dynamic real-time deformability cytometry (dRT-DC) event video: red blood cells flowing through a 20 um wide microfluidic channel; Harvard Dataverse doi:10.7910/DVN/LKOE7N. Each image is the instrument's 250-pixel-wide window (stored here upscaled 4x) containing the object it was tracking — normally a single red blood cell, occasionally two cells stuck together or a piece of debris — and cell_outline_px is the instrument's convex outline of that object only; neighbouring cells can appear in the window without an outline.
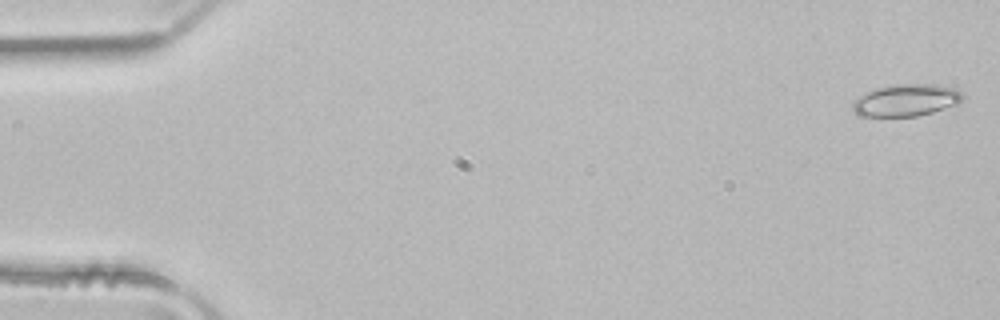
{"species": "common noctule bat (a hibernating species)", "species_latin": "Nyctalus noctula", "temperature_condition": "room temperature", "stored_images_in_passage": 6, "camera_frame_rate_fps": 3000, "um_per_image_px": 0.085, "animal": {"sex": "male", "body_mass_g": 21.5, "forearm_length_mm": 52.0}, "frame": {"image": 1, "passage_image": 1, "time_ms": 0.0, "image_size_px": [1000, 320], "cell_outline_px": [[964, 96], [956, 104], [932, 112], [916, 116], [860, 116], [852, 108], [852, 100], [876, 88], [896, 84], [936, 84], [952, 88], [960, 92]], "centroid_in_image_um": [76.98, 8.51], "position_along_channel_um": 8.0, "area_um2": 20.23}}
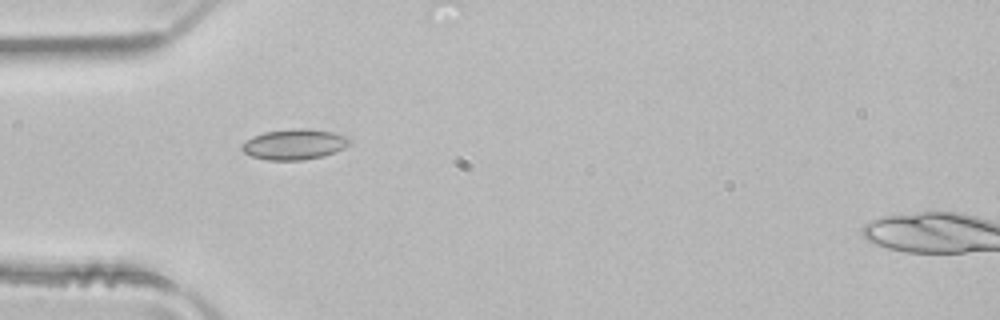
{"frame": {"image": 2, "passage_image": 5, "time_ms": 1.333, "image_size_px": [1000, 320], "cell_outline_px": [[348, 144], [344, 148], [336, 152], [324, 156], [304, 160], [268, 160], [252, 156], [244, 152], [240, 148], [240, 144], [252, 136], [264, 132], [292, 128], [308, 128], [332, 132], [344, 136], [348, 140]], "centroid_in_image_um": [24.97, 12.27], "position_along_channel_um": 60.0, "area_um2": 19.19}}
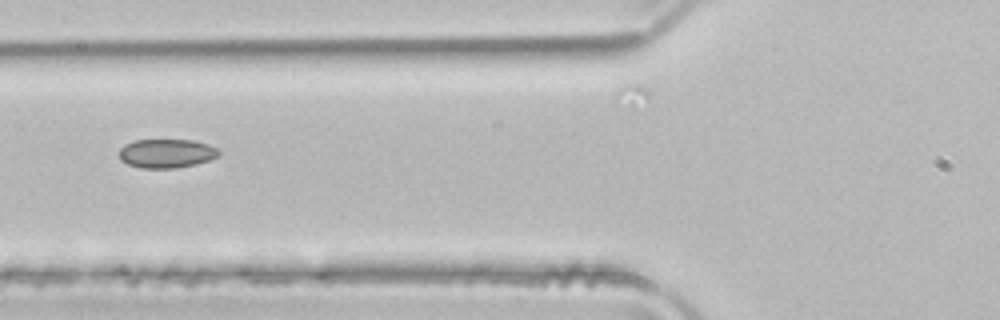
{"frame": {"image": 3, "passage_image": 6, "time_ms": 1.667, "image_size_px": [1000, 320], "cell_outline_px": [[220, 156], [196, 164], [176, 168], [140, 168], [128, 164], [120, 160], [120, 148], [124, 144], [136, 140], [192, 140], [208, 144], [216, 148], [220, 152]], "centroid_in_image_um": [14.15, 13.04], "position_along_channel_um": 111.6, "area_um2": 16.82}}